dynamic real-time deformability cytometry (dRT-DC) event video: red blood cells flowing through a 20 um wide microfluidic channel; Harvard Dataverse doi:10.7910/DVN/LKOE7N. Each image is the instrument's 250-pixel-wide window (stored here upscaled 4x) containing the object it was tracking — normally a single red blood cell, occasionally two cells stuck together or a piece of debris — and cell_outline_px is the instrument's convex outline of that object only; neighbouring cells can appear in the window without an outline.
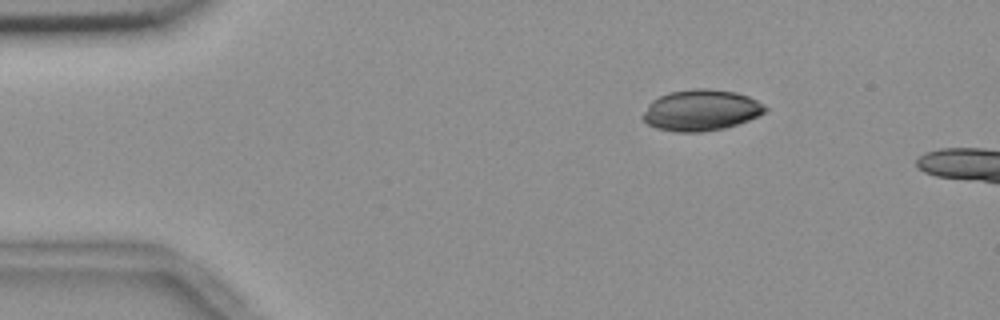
{"species": "common noctule bat (a hibernating species)", "species_latin": "Nyctalus noctula", "temperature_condition": "room temperature", "stored_images_in_passage": 6, "camera_frame_rate_fps": 3000, "um_per_image_px": 0.085, "animal": {"sex": "female", "body_mass_g": 18.4}, "frame": {"image": 1, "passage_image": 1, "time_ms": 0.0, "image_size_px": [1000, 320], "cell_outline_px": [[768, 108], [760, 116], [724, 128], [704, 132], [676, 132], [656, 128], [648, 124], [640, 116], [648, 104], [652, 100], [668, 92], [696, 88], [708, 88], [736, 92], [748, 96], [764, 104]], "centroid_in_image_um": [59.57, 9.37], "position_along_channel_um": 25.4, "area_um2": 29.48}}